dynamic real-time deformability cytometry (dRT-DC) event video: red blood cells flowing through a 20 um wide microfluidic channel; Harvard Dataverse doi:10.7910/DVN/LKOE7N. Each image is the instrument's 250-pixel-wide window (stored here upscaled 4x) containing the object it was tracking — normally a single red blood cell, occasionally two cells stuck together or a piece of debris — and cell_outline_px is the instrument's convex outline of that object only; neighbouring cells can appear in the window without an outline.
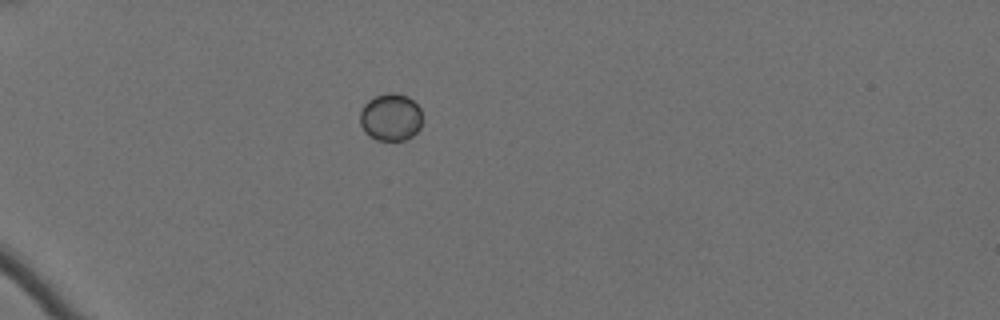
{"species": "Egyptian fruit bat (a non-hibernating species)", "species_latin": "Rousettus aegyptiacus", "temperature_condition": "cold", "stored_images_in_passage": 42, "camera_frame_rate_fps": 3000, "um_per_image_px": 0.085, "animal": {"sex": "female"}, "frame": {"image": 1, "passage_image": 1, "time_ms": 0.0, "image_size_px": [1000, 320], "cell_outline_px": [[420, 128], [412, 136], [404, 140], [376, 140], [364, 132], [360, 124], [360, 112], [364, 104], [368, 100], [376, 96], [388, 92], [396, 92], [408, 96], [420, 108]], "centroid_in_image_um": [33.18, 9.95], "position_along_channel_um": 51.8, "area_um2": 17.22}}
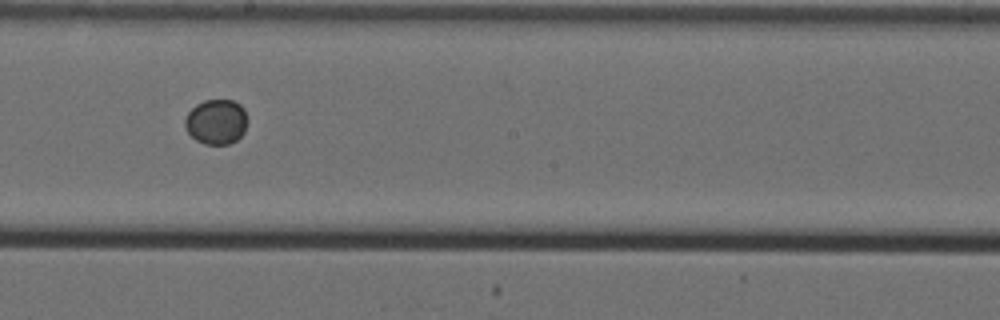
{"frame": {"image": 2, "passage_image": 19, "time_ms": 6.0, "image_size_px": [1000, 320], "cell_outline_px": [[248, 120], [244, 132], [236, 140], [228, 144], [204, 144], [196, 140], [188, 132], [184, 124], [184, 120], [188, 112], [196, 104], [204, 100], [232, 100], [240, 104], [244, 108]], "centroid_in_image_um": [18.39, 10.34], "position_along_channel_um": 229.8, "area_um2": 16.47}}
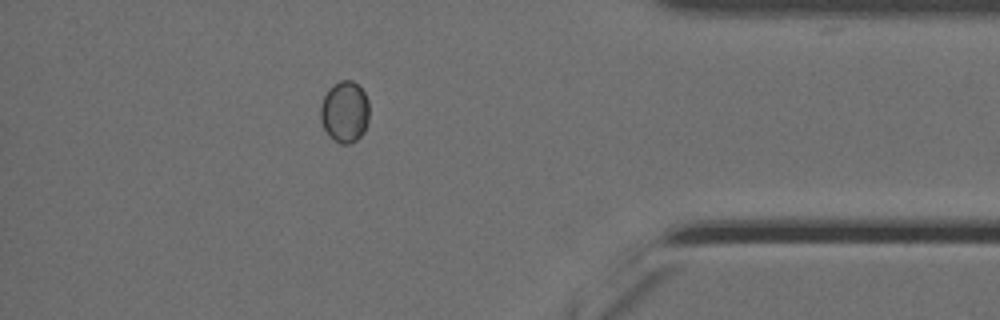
{"frame": {"image": 3, "passage_image": 36, "time_ms": 11.667, "image_size_px": [1000, 320], "cell_outline_px": [[368, 120], [364, 132], [356, 140], [348, 144], [340, 144], [328, 136], [320, 120], [320, 108], [324, 96], [328, 88], [332, 84], [340, 80], [352, 80], [364, 92], [368, 100]], "centroid_in_image_um": [29.28, 9.5], "position_along_channel_um": 405.9, "area_um2": 17.57}}